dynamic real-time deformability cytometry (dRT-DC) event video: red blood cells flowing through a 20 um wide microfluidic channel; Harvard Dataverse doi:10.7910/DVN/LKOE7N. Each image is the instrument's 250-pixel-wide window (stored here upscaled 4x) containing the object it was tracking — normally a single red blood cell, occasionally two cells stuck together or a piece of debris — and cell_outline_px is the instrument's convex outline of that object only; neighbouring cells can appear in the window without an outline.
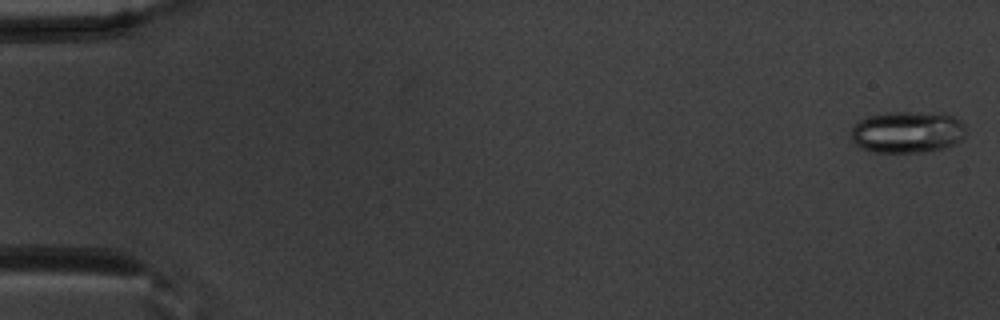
{"species": "common noctule bat (a hibernating species)", "species_latin": "Nyctalus noctula", "temperature_condition": "warm", "stored_images_in_passage": 54, "camera_frame_rate_fps": 3000, "um_per_image_px": 0.085, "animal": {"sex": "male", "body_mass_g": 20.1, "forearm_length_mm": 53.5}, "frame": {"image": 1, "passage_image": 1, "time_ms": 0.0, "image_size_px": [1000, 320], "cell_outline_px": [[968, 132], [960, 140], [944, 148], [924, 152], [872, 152], [860, 148], [852, 140], [852, 124], [856, 120], [868, 116], [888, 112], [912, 112], [952, 116], [960, 120], [964, 124]], "centroid_in_image_um": [77.09, 11.23], "position_along_channel_um": 7.9, "area_um2": 27.98}}
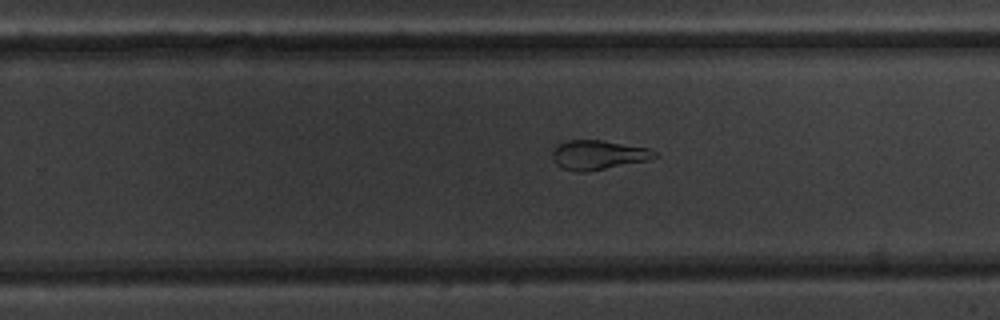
{"frame": {"image": 2, "passage_image": 35, "time_ms": 11.333, "image_size_px": [1000, 320], "cell_outline_px": [[660, 156], [648, 160], [588, 172], [576, 172], [560, 168], [552, 160], [552, 152], [560, 144], [568, 140], [604, 140], [648, 148], [656, 152]], "centroid_in_image_um": [50.85, 13.18], "position_along_channel_um": 279.0, "area_um2": 17.63}}
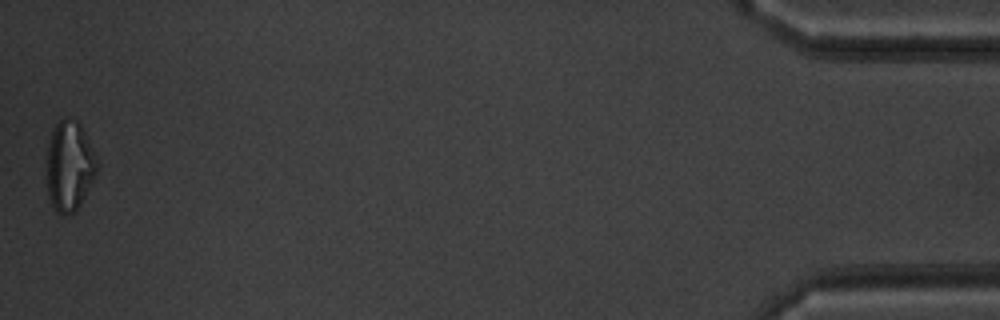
{"frame": {"image": 3, "passage_image": 54, "time_ms": 17.667, "image_size_px": [1000, 320], "cell_outline_px": [[100, 164], [76, 212], [56, 212], [52, 204], [48, 192], [48, 148], [52, 132], [56, 124], [60, 120], [76, 120], [80, 124]], "centroid_in_image_um": [5.93, 14.1], "position_along_channel_um": 429.3, "area_um2": 25.49}, "authors_computed_cell_mechanics": {"area_um2": 23.9003, "velocity_mm_per_s": 3.7562, "shape_relaxation_time_tau1_ms": null, "shape_relaxation_time_tau2_ms": 8.4626, "deformation_change_tau1": null, "deformation_change_tau2": 0.1109}}